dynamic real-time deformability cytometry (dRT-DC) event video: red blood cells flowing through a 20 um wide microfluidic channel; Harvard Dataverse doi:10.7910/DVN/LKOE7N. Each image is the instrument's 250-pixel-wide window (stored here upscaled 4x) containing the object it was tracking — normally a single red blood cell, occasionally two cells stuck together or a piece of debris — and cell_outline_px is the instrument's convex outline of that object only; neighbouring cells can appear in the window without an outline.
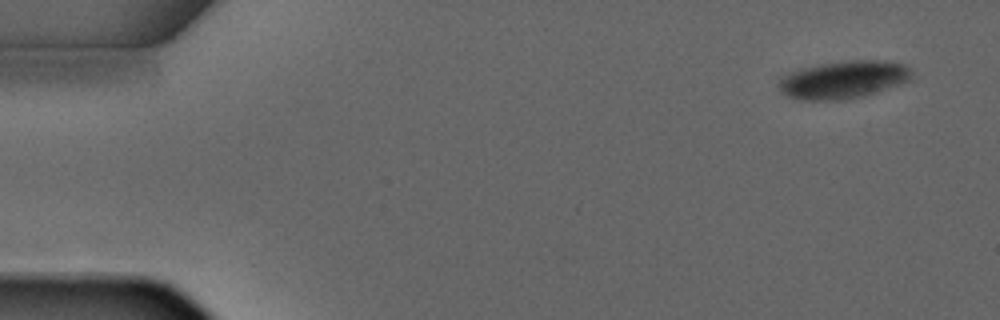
{"species": "common noctule bat (a hibernating species)", "species_latin": "Nyctalus noctula", "temperature_condition": "warm", "stored_images_in_passage": 5, "camera_frame_rate_fps": 3000, "um_per_image_px": 0.085, "animal": {"sex": "male", "forearm_length_mm": 52.5}, "frame": {"image": 1, "passage_image": 1, "time_ms": 0.0, "image_size_px": [1000, 320], "cell_outline_px": [[912, 76], [908, 80], [900, 84], [864, 96], [844, 100], [800, 100], [788, 96], [776, 84], [776, 80], [788, 72], [800, 68], [820, 64], [852, 60], [884, 60], [904, 64], [912, 72]], "centroid_in_image_um": [71.65, 6.77], "position_along_channel_um": 13.4, "area_um2": 29.36}}